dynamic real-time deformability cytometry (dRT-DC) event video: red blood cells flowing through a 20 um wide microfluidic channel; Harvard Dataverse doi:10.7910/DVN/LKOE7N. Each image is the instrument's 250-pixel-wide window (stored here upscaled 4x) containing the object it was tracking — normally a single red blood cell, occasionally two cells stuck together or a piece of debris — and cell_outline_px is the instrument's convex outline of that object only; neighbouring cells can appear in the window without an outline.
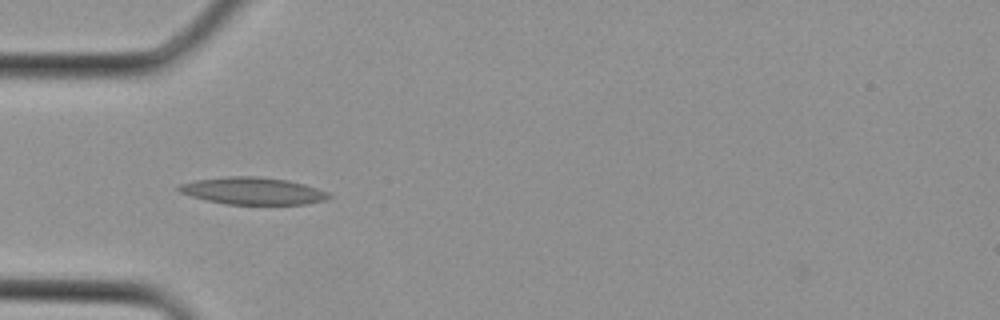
{"species": "Egyptian fruit bat (a non-hibernating species)", "species_latin": "Rousettus aegyptiacus", "temperature_condition": "cold", "stored_images_in_passage": 1, "camera_frame_rate_fps": 3000, "um_per_image_px": 0.085, "animal": {"sex": "female"}, "frame": {"image": 1, "passage_image": 1, "time_ms": 0.0, "image_size_px": [1000, 320], "cell_outline_px": [[332, 196], [324, 200], [308, 204], [228, 204], [208, 200], [192, 196], [180, 192], [176, 188], [180, 184], [196, 180], [228, 176], [256, 176], [288, 180], [304, 184], [328, 192]], "centroid_in_image_um": [21.51, 16.22], "position_along_channel_um": 63.5, "area_um2": 23.52}}